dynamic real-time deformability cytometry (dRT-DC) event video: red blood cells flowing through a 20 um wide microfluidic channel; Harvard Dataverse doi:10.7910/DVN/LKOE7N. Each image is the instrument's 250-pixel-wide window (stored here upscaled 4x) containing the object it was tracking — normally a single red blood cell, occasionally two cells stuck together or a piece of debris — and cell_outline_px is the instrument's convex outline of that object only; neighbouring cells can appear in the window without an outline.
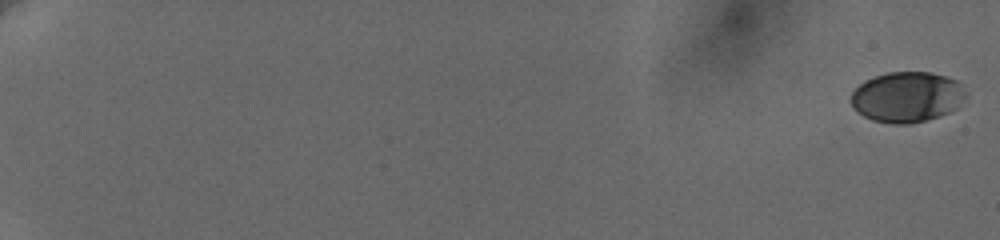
{"species": "human", "species_latin": "Homo sapiens", "temperature_condition": "cold", "stored_images_in_passage": 22, "camera_frame_rate_fps": 3000, "um_per_image_px": 0.085, "donor": {"sex": "female"}, "frame": {"image": 1, "passage_image": 1, "time_ms": 0.0, "image_size_px": [1000, 240], "cell_outline_px": [[968, 96], [956, 108], [940, 116], [908, 124], [892, 124], [872, 120], [864, 116], [852, 108], [852, 92], [864, 80], [888, 72], [932, 72], [956, 80], [964, 84], [968, 92]], "centroid_in_image_um": [77.14, 8.24], "position_along_channel_um": 7.9, "area_um2": 34.04}}
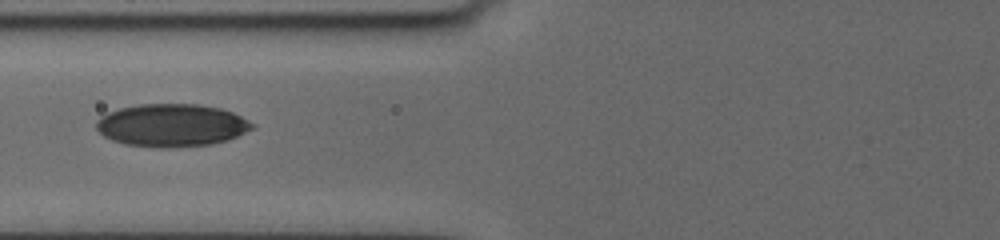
{"frame": {"image": 2, "passage_image": 18, "time_ms": 9.333, "image_size_px": [1000, 240], "cell_outline_px": [[256, 124], [252, 128], [228, 140], [212, 144], [168, 148], [160, 148], [124, 144], [112, 140], [104, 136], [96, 128], [96, 120], [100, 116], [108, 112], [120, 108], [140, 104], [200, 104], [220, 108], [232, 112]], "centroid_in_image_um": [14.57, 10.65], "position_along_channel_um": 111.2, "area_um2": 38.9}}
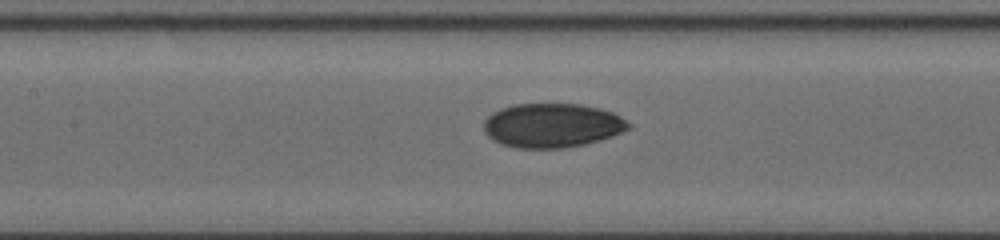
{"frame": {"image": 3, "passage_image": 21, "time_ms": 10.667, "image_size_px": [1000, 240], "cell_outline_px": [[632, 124], [628, 128], [612, 136], [584, 144], [564, 148], [516, 148], [500, 144], [492, 140], [484, 132], [484, 120], [492, 112], [500, 108], [512, 104], [580, 104], [600, 108], [612, 112], [620, 116]], "centroid_in_image_um": [46.89, 10.66], "position_along_channel_um": 160.5, "area_um2": 37.4}}